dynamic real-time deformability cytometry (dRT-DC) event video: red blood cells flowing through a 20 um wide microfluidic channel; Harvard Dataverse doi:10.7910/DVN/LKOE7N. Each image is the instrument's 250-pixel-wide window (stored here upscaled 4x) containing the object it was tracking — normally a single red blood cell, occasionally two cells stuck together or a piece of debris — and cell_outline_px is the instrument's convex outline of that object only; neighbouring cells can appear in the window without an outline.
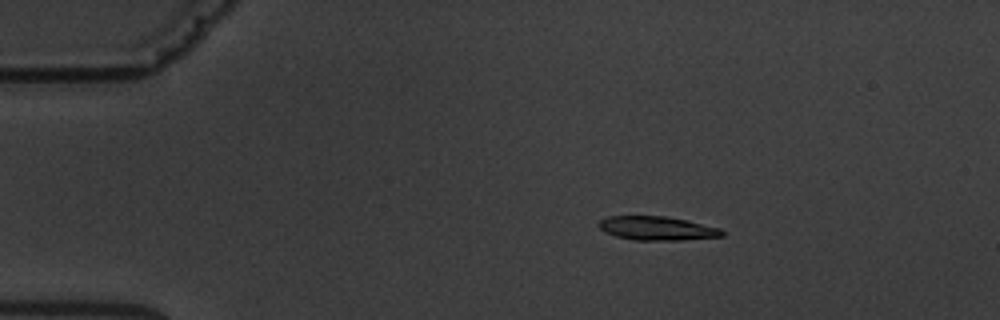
{"species": "common noctule bat (a hibernating species)", "species_latin": "Nyctalus noctula", "temperature_condition": "warm", "stored_images_in_passage": 5, "camera_frame_rate_fps": 3000, "um_per_image_px": 0.085, "animal": {"sex": "male", "body_mass_g": 19.5, "forearm_length_mm": 54.6}, "frame": {"image": 1, "passage_image": 3, "time_ms": 2.333, "image_size_px": [1000, 320], "cell_outline_px": [[724, 236], [680, 240], [632, 240], [616, 236], [604, 232], [596, 224], [600, 220], [608, 216], [668, 216], [688, 220], [720, 228], [724, 232]], "centroid_in_image_um": [55.83, 19.4], "position_along_channel_um": 29.2, "area_um2": 17.28}}